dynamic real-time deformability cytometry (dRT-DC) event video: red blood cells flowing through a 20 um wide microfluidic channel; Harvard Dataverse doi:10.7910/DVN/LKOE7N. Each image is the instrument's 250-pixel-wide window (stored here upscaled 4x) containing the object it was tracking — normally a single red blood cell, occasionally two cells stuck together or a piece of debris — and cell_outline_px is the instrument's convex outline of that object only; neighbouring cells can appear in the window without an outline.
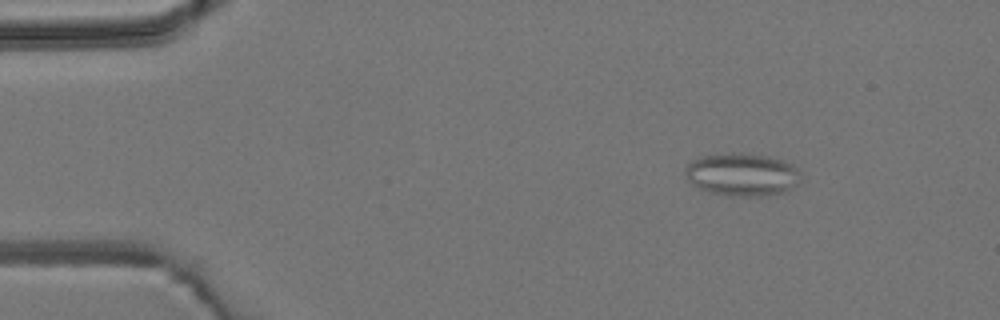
{"species": "common noctule bat (a hibernating species)", "species_latin": "Nyctalus noctula", "temperature_condition": "room temperature", "stored_images_in_passage": 5, "camera_frame_rate_fps": 3000, "um_per_image_px": 0.085, "animal": {"sex": "male", "body_mass_g": 19.2, "forearm_length_mm": 51.8}, "frame": {"image": 1, "passage_image": 2, "time_ms": 1.333, "image_size_px": [1000, 320], "cell_outline_px": [[800, 180], [796, 184], [784, 192], [768, 196], [732, 196], [708, 192], [692, 184], [688, 180], [684, 172], [684, 168], [692, 160], [700, 156], [740, 152], [768, 156], [792, 164], [800, 172]], "centroid_in_image_um": [63.06, 14.84], "position_along_channel_um": 21.9, "area_um2": 28.96}}
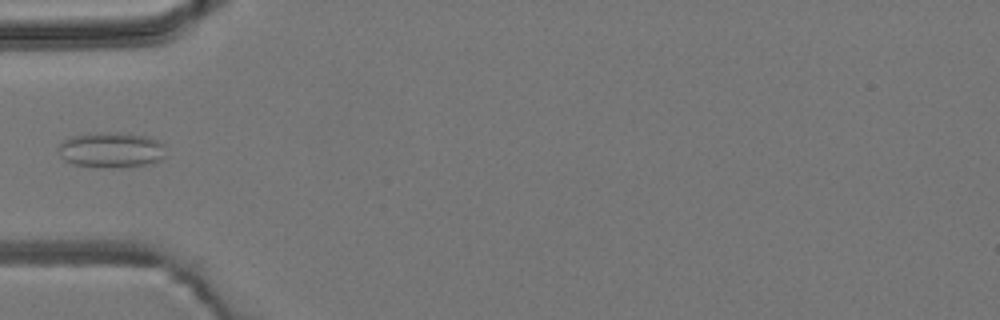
{"frame": {"image": 2, "passage_image": 5, "time_ms": 4.667, "image_size_px": [1000, 320], "cell_outline_px": [[164, 156], [160, 160], [152, 164], [120, 168], [112, 168], [72, 164], [64, 160], [60, 156], [60, 144], [64, 140], [72, 136], [100, 132], [120, 132], [148, 136], [164, 144]], "centroid_in_image_um": [9.49, 12.75], "position_along_channel_um": 75.5, "area_um2": 22.37}}